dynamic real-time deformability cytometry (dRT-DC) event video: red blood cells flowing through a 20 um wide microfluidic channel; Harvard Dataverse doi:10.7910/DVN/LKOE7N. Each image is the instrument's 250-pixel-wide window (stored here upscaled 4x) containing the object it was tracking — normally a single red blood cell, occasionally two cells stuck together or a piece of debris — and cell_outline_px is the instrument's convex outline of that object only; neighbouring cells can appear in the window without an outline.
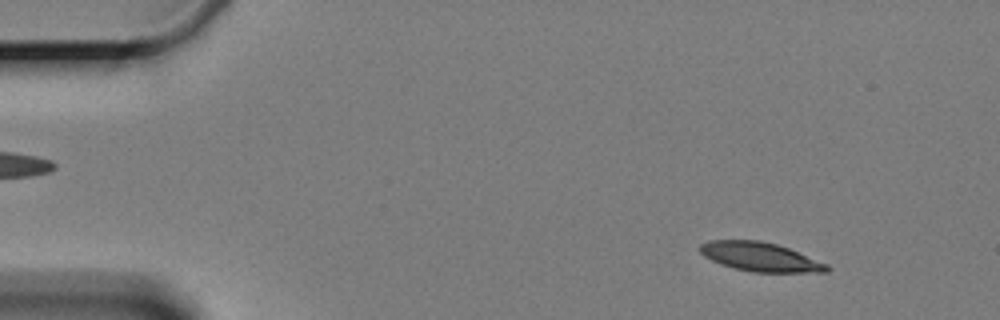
{"species": "Egyptian fruit bat (a non-hibernating species)", "species_latin": "Rousettus aegyptiacus", "temperature_condition": "cold", "stored_images_in_passage": 4, "camera_frame_rate_fps": 3000, "um_per_image_px": 0.085, "animal": {"sex": "female"}, "frame": {"image": 1, "passage_image": 1, "time_ms": 0.0, "image_size_px": [1000, 320], "cell_outline_px": [[832, 268], [828, 272], [752, 272], [720, 264], [704, 256], [700, 252], [700, 244], [708, 240], [760, 240], [776, 244], [788, 248], [828, 264]], "centroid_in_image_um": [64.63, 21.83], "position_along_channel_um": 20.4, "area_um2": 21.39}}